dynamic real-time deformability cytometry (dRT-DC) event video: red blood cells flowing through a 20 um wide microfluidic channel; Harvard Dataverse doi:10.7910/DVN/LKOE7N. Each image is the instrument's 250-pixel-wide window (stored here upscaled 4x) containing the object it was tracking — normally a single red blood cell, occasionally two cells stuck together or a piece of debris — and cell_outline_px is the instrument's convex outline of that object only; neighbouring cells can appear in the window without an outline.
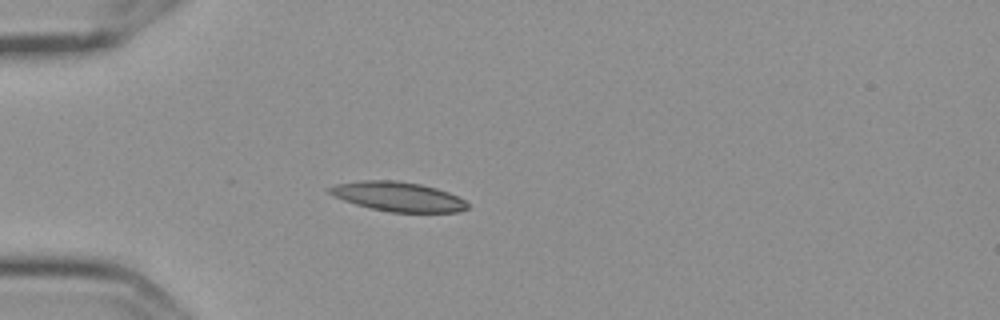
{"species": "Egyptian fruit bat (a non-hibernating species)", "species_latin": "Rousettus aegyptiacus", "temperature_condition": "cold", "stored_images_in_passage": 5, "camera_frame_rate_fps": 3000, "um_per_image_px": 0.085, "frame": {"image": 1, "passage_image": 4, "time_ms": 1.0, "image_size_px": [1000, 320], "cell_outline_px": [[468, 208], [456, 212], [388, 212], [356, 204], [332, 196], [324, 188], [336, 184], [360, 180], [396, 180], [420, 184], [436, 188], [448, 192], [464, 200], [468, 204]], "centroid_in_image_um": [33.78, 16.7], "position_along_channel_um": 51.2, "area_um2": 23.7}}